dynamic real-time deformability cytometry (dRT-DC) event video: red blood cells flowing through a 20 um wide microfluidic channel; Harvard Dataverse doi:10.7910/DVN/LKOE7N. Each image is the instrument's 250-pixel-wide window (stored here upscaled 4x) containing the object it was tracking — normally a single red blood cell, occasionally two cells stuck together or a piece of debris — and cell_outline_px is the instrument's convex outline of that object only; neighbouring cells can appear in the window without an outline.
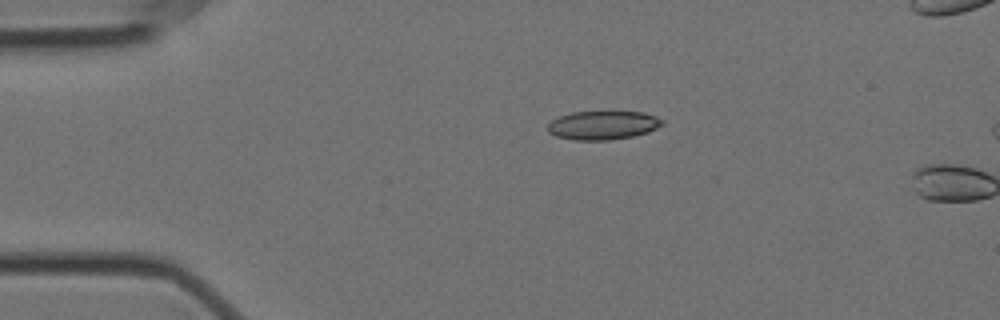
{"species": "Egyptian fruit bat (a non-hibernating species)", "species_latin": "Rousettus aegyptiacus", "temperature_condition": "cold", "stored_images_in_passage": 2, "camera_frame_rate_fps": 3000, "um_per_image_px": 0.085, "animal": {"sex": "female"}, "frame": {"image": 1, "passage_image": 1, "time_ms": 0.0, "image_size_px": [1000, 320], "cell_outline_px": [[664, 124], [648, 132], [632, 136], [608, 140], [572, 140], [556, 136], [548, 132], [548, 124], [552, 120], [560, 116], [572, 112], [644, 112], [656, 116], [664, 120]], "centroid_in_image_um": [51.25, 10.64], "position_along_channel_um": 33.7, "area_um2": 19.13}}